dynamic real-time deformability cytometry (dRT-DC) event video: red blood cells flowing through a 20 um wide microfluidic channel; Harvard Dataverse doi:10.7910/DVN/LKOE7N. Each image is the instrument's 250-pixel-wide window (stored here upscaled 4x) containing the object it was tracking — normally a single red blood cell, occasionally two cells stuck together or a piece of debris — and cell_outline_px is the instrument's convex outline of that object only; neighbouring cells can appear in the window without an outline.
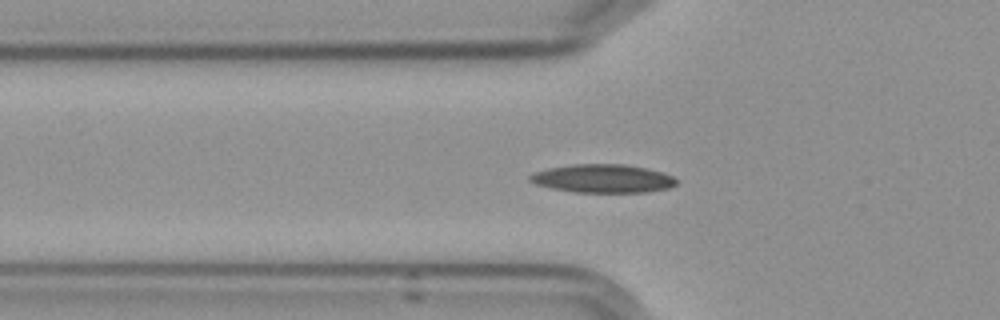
{"species": "Egyptian fruit bat (a non-hibernating species)", "species_latin": "Rousettus aegyptiacus", "temperature_condition": "cold", "stored_images_in_passage": 45, "segment_of_instrument_passage": [1, 2], "camera_frame_rate_fps": 3000, "um_per_image_px": 0.085, "frame": {"image": 1, "passage_image": 7, "time_ms": 2.0, "image_size_px": [1000, 320], "cell_outline_px": [[676, 184], [668, 188], [648, 192], [572, 192], [552, 188], [536, 184], [528, 180], [528, 176], [532, 172], [548, 168], [572, 164], [624, 164], [648, 168], [664, 172], [672, 176], [676, 180]], "centroid_in_image_um": [51.22, 15.17], "position_along_channel_um": 74.6, "area_um2": 24.39}}
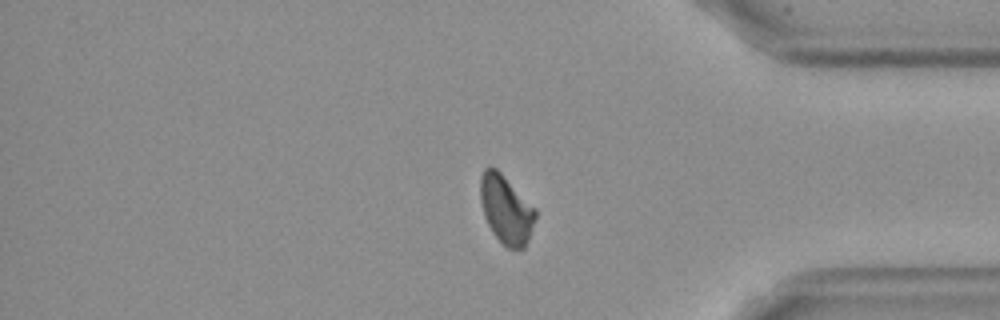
{"frame": {"image": 2, "passage_image": 35, "time_ms": 11.333, "image_size_px": [1000, 320], "cell_outline_px": [[536, 216], [528, 240], [524, 248], [508, 248], [492, 232], [484, 216], [480, 200], [480, 176], [484, 168], [488, 164], [496, 168], [536, 208]], "centroid_in_image_um": [43.0, 17.76], "position_along_channel_um": 392.2, "area_um2": 21.91}}
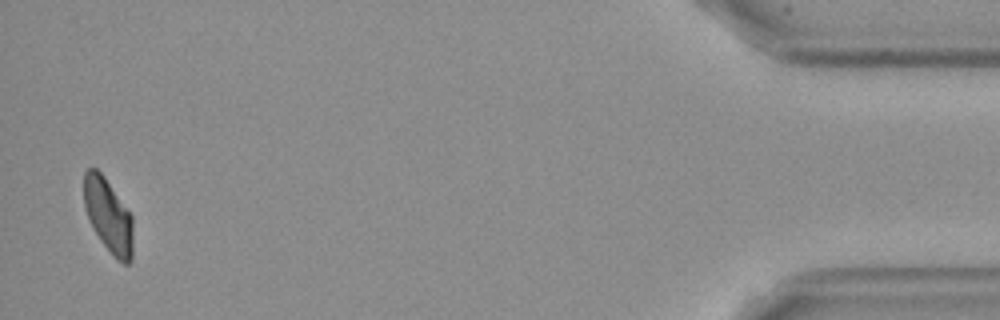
{"frame": {"image": 3, "passage_image": 43, "time_ms": 14.0, "image_size_px": [1000, 320], "cell_outline_px": [[132, 260], [128, 264], [124, 264], [116, 260], [100, 240], [92, 228], [84, 204], [84, 172], [88, 168], [96, 168], [104, 176], [132, 216]], "centroid_in_image_um": [9.2, 18.35], "position_along_channel_um": 426.0, "area_um2": 21.04}}